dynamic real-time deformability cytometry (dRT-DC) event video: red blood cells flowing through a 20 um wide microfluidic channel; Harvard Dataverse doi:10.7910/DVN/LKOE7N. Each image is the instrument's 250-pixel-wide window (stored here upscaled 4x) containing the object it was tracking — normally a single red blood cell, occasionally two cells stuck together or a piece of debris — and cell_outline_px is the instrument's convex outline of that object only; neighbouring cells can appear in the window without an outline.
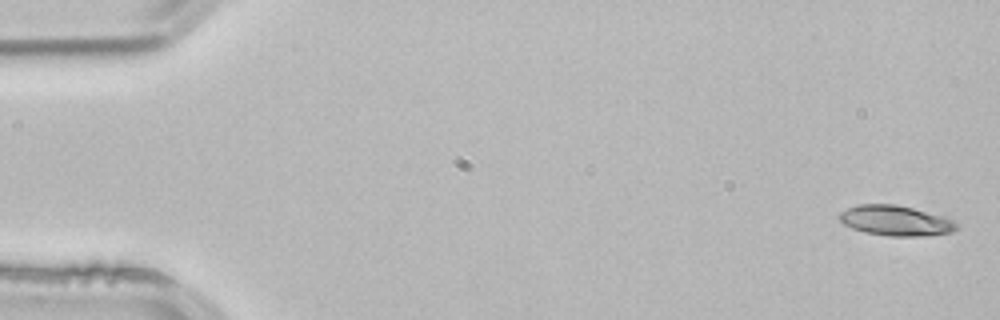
{"species": "common noctule bat (a hibernating species)", "species_latin": "Nyctalus noctula", "temperature_condition": "room temperature", "stored_images_in_passage": 4, "camera_frame_rate_fps": 3000, "um_per_image_px": 0.085, "animal": {"sex": "male", "body_mass_g": 21.5, "forearm_length_mm": 52.0}, "frame": {"image": 1, "passage_image": 1, "time_ms": 0.0, "image_size_px": [1000, 320], "cell_outline_px": [[956, 228], [952, 232], [932, 236], [888, 236], [864, 232], [852, 228], [844, 224], [836, 216], [840, 212], [848, 208], [860, 204], [896, 204], [944, 216], [952, 220], [956, 224]], "centroid_in_image_um": [76.11, 18.76], "position_along_channel_um": 8.9, "area_um2": 20.69}}
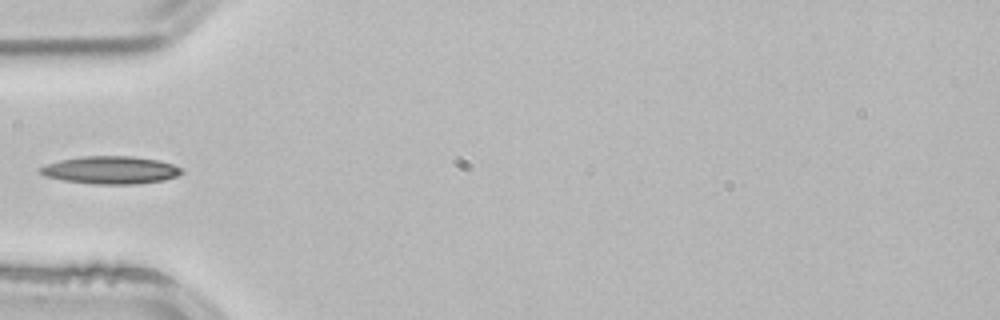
{"frame": {"image": 2, "passage_image": 4, "time_ms": 1.0, "image_size_px": [1000, 320], "cell_outline_px": [[184, 172], [176, 176], [164, 180], [136, 184], [96, 184], [64, 180], [44, 176], [40, 172], [40, 168], [48, 164], [60, 160], [80, 156], [132, 156], [160, 160], [184, 168]], "centroid_in_image_um": [9.46, 14.45], "position_along_channel_um": 75.5, "area_um2": 22.83}}